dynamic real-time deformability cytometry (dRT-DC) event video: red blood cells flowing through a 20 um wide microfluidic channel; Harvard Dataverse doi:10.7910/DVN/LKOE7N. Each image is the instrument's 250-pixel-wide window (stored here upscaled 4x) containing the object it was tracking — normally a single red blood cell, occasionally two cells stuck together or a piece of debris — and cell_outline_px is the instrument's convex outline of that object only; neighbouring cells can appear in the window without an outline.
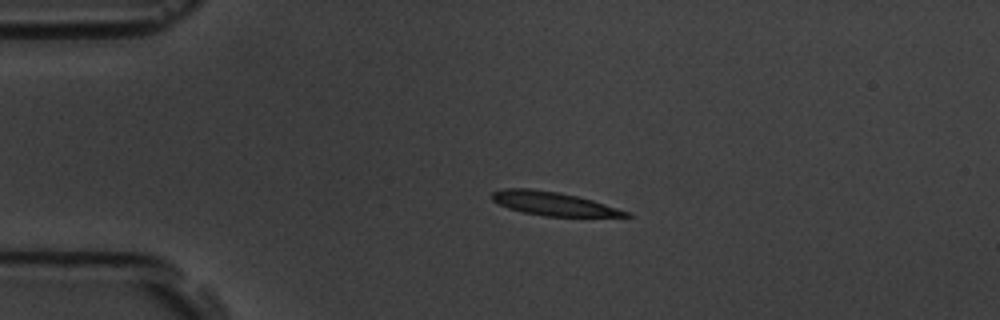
{"species": "common noctule bat (a hibernating species)", "species_latin": "Nyctalus noctula", "temperature_condition": "room temperature", "stored_images_in_passage": 4, "camera_frame_rate_fps": 3000, "um_per_image_px": 0.085, "animal": {"sex": "male", "body_mass_g": 19.5, "forearm_length_mm": 54.6}, "frame": {"image": 1, "passage_image": 3, "time_ms": 2.0, "image_size_px": [1000, 320], "cell_outline_px": [[632, 216], [544, 216], [524, 212], [508, 208], [492, 200], [492, 192], [504, 188], [528, 188], [556, 192], [576, 196], [592, 200], [632, 212]], "centroid_in_image_um": [47.04, 17.31], "position_along_channel_um": 38.0, "area_um2": 18.15}}